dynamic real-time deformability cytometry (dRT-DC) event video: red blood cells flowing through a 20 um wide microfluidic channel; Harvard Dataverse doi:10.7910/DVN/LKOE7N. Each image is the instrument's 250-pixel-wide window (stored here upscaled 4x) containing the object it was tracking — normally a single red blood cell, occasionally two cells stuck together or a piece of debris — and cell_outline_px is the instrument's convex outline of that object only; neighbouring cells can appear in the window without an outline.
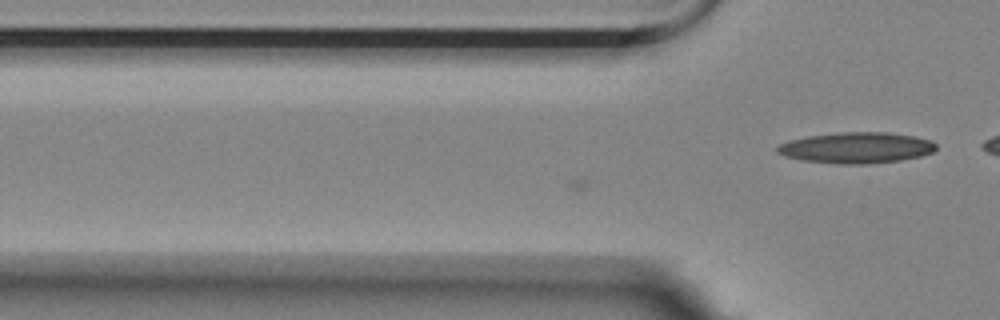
{"species": "Egyptian fruit bat (a non-hibernating species)", "species_latin": "Rousettus aegyptiacus", "temperature_condition": "room temperature", "stored_images_in_passage": 15, "camera_frame_rate_fps": 3000, "um_per_image_px": 0.085, "animal": {"sex": "female"}, "frame": {"image": 1, "passage_image": 15, "time_ms": 4.667, "image_size_px": [1000, 320], "cell_outline_px": [[936, 148], [932, 152], [920, 156], [900, 160], [868, 164], [836, 164], [800, 160], [784, 156], [776, 152], [776, 148], [780, 144], [788, 140], [808, 136], [844, 132], [888, 132], [916, 136], [932, 140], [936, 144]], "centroid_in_image_um": [72.79, 12.56], "position_along_channel_um": 53.0, "area_um2": 28.84}}